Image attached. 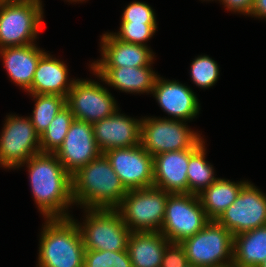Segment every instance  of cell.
<instances>
[{
  "mask_svg": "<svg viewBox=\"0 0 266 267\" xmlns=\"http://www.w3.org/2000/svg\"><path fill=\"white\" fill-rule=\"evenodd\" d=\"M121 22L156 23V17L151 6L135 1L124 9Z\"/></svg>",
  "mask_w": 266,
  "mask_h": 267,
  "instance_id": "obj_30",
  "label": "cell"
},
{
  "mask_svg": "<svg viewBox=\"0 0 266 267\" xmlns=\"http://www.w3.org/2000/svg\"><path fill=\"white\" fill-rule=\"evenodd\" d=\"M266 258V225L234 235L232 267H259Z\"/></svg>",
  "mask_w": 266,
  "mask_h": 267,
  "instance_id": "obj_23",
  "label": "cell"
},
{
  "mask_svg": "<svg viewBox=\"0 0 266 267\" xmlns=\"http://www.w3.org/2000/svg\"><path fill=\"white\" fill-rule=\"evenodd\" d=\"M227 10L250 15L255 0H219Z\"/></svg>",
  "mask_w": 266,
  "mask_h": 267,
  "instance_id": "obj_33",
  "label": "cell"
},
{
  "mask_svg": "<svg viewBox=\"0 0 266 267\" xmlns=\"http://www.w3.org/2000/svg\"><path fill=\"white\" fill-rule=\"evenodd\" d=\"M118 251L85 250L84 267H115Z\"/></svg>",
  "mask_w": 266,
  "mask_h": 267,
  "instance_id": "obj_31",
  "label": "cell"
},
{
  "mask_svg": "<svg viewBox=\"0 0 266 267\" xmlns=\"http://www.w3.org/2000/svg\"><path fill=\"white\" fill-rule=\"evenodd\" d=\"M91 69L108 85L128 93H152L158 77L151 66Z\"/></svg>",
  "mask_w": 266,
  "mask_h": 267,
  "instance_id": "obj_20",
  "label": "cell"
},
{
  "mask_svg": "<svg viewBox=\"0 0 266 267\" xmlns=\"http://www.w3.org/2000/svg\"><path fill=\"white\" fill-rule=\"evenodd\" d=\"M202 141L185 121L156 117L141 119L140 144L152 156L195 148Z\"/></svg>",
  "mask_w": 266,
  "mask_h": 267,
  "instance_id": "obj_8",
  "label": "cell"
},
{
  "mask_svg": "<svg viewBox=\"0 0 266 267\" xmlns=\"http://www.w3.org/2000/svg\"><path fill=\"white\" fill-rule=\"evenodd\" d=\"M2 1H22V0H0V2Z\"/></svg>",
  "mask_w": 266,
  "mask_h": 267,
  "instance_id": "obj_38",
  "label": "cell"
},
{
  "mask_svg": "<svg viewBox=\"0 0 266 267\" xmlns=\"http://www.w3.org/2000/svg\"><path fill=\"white\" fill-rule=\"evenodd\" d=\"M187 263L183 245L178 242H169L163 254L162 266L184 267Z\"/></svg>",
  "mask_w": 266,
  "mask_h": 267,
  "instance_id": "obj_32",
  "label": "cell"
},
{
  "mask_svg": "<svg viewBox=\"0 0 266 267\" xmlns=\"http://www.w3.org/2000/svg\"><path fill=\"white\" fill-rule=\"evenodd\" d=\"M187 262L196 267H232L234 235L215 220L184 239Z\"/></svg>",
  "mask_w": 266,
  "mask_h": 267,
  "instance_id": "obj_6",
  "label": "cell"
},
{
  "mask_svg": "<svg viewBox=\"0 0 266 267\" xmlns=\"http://www.w3.org/2000/svg\"><path fill=\"white\" fill-rule=\"evenodd\" d=\"M233 235L266 225V195L247 182L236 200L215 220Z\"/></svg>",
  "mask_w": 266,
  "mask_h": 267,
  "instance_id": "obj_11",
  "label": "cell"
},
{
  "mask_svg": "<svg viewBox=\"0 0 266 267\" xmlns=\"http://www.w3.org/2000/svg\"><path fill=\"white\" fill-rule=\"evenodd\" d=\"M68 81L67 66L56 58L44 53L34 73L31 87L27 90L30 94L60 95L67 97L75 81Z\"/></svg>",
  "mask_w": 266,
  "mask_h": 267,
  "instance_id": "obj_19",
  "label": "cell"
},
{
  "mask_svg": "<svg viewBox=\"0 0 266 267\" xmlns=\"http://www.w3.org/2000/svg\"><path fill=\"white\" fill-rule=\"evenodd\" d=\"M161 267H171V266H161ZM184 267H196L192 264L187 263Z\"/></svg>",
  "mask_w": 266,
  "mask_h": 267,
  "instance_id": "obj_36",
  "label": "cell"
},
{
  "mask_svg": "<svg viewBox=\"0 0 266 267\" xmlns=\"http://www.w3.org/2000/svg\"><path fill=\"white\" fill-rule=\"evenodd\" d=\"M169 194L155 186L128 190L116 210L131 232H160Z\"/></svg>",
  "mask_w": 266,
  "mask_h": 267,
  "instance_id": "obj_5",
  "label": "cell"
},
{
  "mask_svg": "<svg viewBox=\"0 0 266 267\" xmlns=\"http://www.w3.org/2000/svg\"><path fill=\"white\" fill-rule=\"evenodd\" d=\"M246 182H231L218 178L209 187L202 190L197 196L207 217L216 220L235 200Z\"/></svg>",
  "mask_w": 266,
  "mask_h": 267,
  "instance_id": "obj_24",
  "label": "cell"
},
{
  "mask_svg": "<svg viewBox=\"0 0 266 267\" xmlns=\"http://www.w3.org/2000/svg\"><path fill=\"white\" fill-rule=\"evenodd\" d=\"M116 100L101 84L91 80L74 81L66 97V106L74 119L95 123L109 117L118 110Z\"/></svg>",
  "mask_w": 266,
  "mask_h": 267,
  "instance_id": "obj_12",
  "label": "cell"
},
{
  "mask_svg": "<svg viewBox=\"0 0 266 267\" xmlns=\"http://www.w3.org/2000/svg\"><path fill=\"white\" fill-rule=\"evenodd\" d=\"M0 135V166L18 168L41 152L40 136L29 117L8 115Z\"/></svg>",
  "mask_w": 266,
  "mask_h": 267,
  "instance_id": "obj_10",
  "label": "cell"
},
{
  "mask_svg": "<svg viewBox=\"0 0 266 267\" xmlns=\"http://www.w3.org/2000/svg\"><path fill=\"white\" fill-rule=\"evenodd\" d=\"M101 153L94 138L92 124L74 119L62 145L54 154L65 170L73 175Z\"/></svg>",
  "mask_w": 266,
  "mask_h": 267,
  "instance_id": "obj_14",
  "label": "cell"
},
{
  "mask_svg": "<svg viewBox=\"0 0 266 267\" xmlns=\"http://www.w3.org/2000/svg\"><path fill=\"white\" fill-rule=\"evenodd\" d=\"M209 222L210 219L196 194H169L160 232L170 242L181 243L184 239L199 232Z\"/></svg>",
  "mask_w": 266,
  "mask_h": 267,
  "instance_id": "obj_9",
  "label": "cell"
},
{
  "mask_svg": "<svg viewBox=\"0 0 266 267\" xmlns=\"http://www.w3.org/2000/svg\"><path fill=\"white\" fill-rule=\"evenodd\" d=\"M84 225L78 228L85 250H127L131 230L116 209H85Z\"/></svg>",
  "mask_w": 266,
  "mask_h": 267,
  "instance_id": "obj_7",
  "label": "cell"
},
{
  "mask_svg": "<svg viewBox=\"0 0 266 267\" xmlns=\"http://www.w3.org/2000/svg\"><path fill=\"white\" fill-rule=\"evenodd\" d=\"M118 111L92 124L96 144L102 153L114 148L140 145L141 120Z\"/></svg>",
  "mask_w": 266,
  "mask_h": 267,
  "instance_id": "obj_15",
  "label": "cell"
},
{
  "mask_svg": "<svg viewBox=\"0 0 266 267\" xmlns=\"http://www.w3.org/2000/svg\"><path fill=\"white\" fill-rule=\"evenodd\" d=\"M204 143L202 141L195 148H190L187 168L188 193L196 195L218 179L214 176L212 165L205 160Z\"/></svg>",
  "mask_w": 266,
  "mask_h": 267,
  "instance_id": "obj_25",
  "label": "cell"
},
{
  "mask_svg": "<svg viewBox=\"0 0 266 267\" xmlns=\"http://www.w3.org/2000/svg\"><path fill=\"white\" fill-rule=\"evenodd\" d=\"M73 120L71 110L64 107L40 136L41 153H55L60 148Z\"/></svg>",
  "mask_w": 266,
  "mask_h": 267,
  "instance_id": "obj_27",
  "label": "cell"
},
{
  "mask_svg": "<svg viewBox=\"0 0 266 267\" xmlns=\"http://www.w3.org/2000/svg\"><path fill=\"white\" fill-rule=\"evenodd\" d=\"M191 79L201 88H209L219 78L218 64L209 56H199L191 64Z\"/></svg>",
  "mask_w": 266,
  "mask_h": 267,
  "instance_id": "obj_28",
  "label": "cell"
},
{
  "mask_svg": "<svg viewBox=\"0 0 266 267\" xmlns=\"http://www.w3.org/2000/svg\"><path fill=\"white\" fill-rule=\"evenodd\" d=\"M44 53L36 44L0 49L9 77L26 91L32 85L37 63Z\"/></svg>",
  "mask_w": 266,
  "mask_h": 267,
  "instance_id": "obj_21",
  "label": "cell"
},
{
  "mask_svg": "<svg viewBox=\"0 0 266 267\" xmlns=\"http://www.w3.org/2000/svg\"><path fill=\"white\" fill-rule=\"evenodd\" d=\"M152 94L160 107L175 120H191L199 113L200 105L194 92L177 82L156 78Z\"/></svg>",
  "mask_w": 266,
  "mask_h": 267,
  "instance_id": "obj_18",
  "label": "cell"
},
{
  "mask_svg": "<svg viewBox=\"0 0 266 267\" xmlns=\"http://www.w3.org/2000/svg\"><path fill=\"white\" fill-rule=\"evenodd\" d=\"M36 99L31 123L41 136L55 116L66 107V97L60 95L31 94Z\"/></svg>",
  "mask_w": 266,
  "mask_h": 267,
  "instance_id": "obj_26",
  "label": "cell"
},
{
  "mask_svg": "<svg viewBox=\"0 0 266 267\" xmlns=\"http://www.w3.org/2000/svg\"><path fill=\"white\" fill-rule=\"evenodd\" d=\"M189 158L190 149L153 156V186L170 194L188 193Z\"/></svg>",
  "mask_w": 266,
  "mask_h": 267,
  "instance_id": "obj_17",
  "label": "cell"
},
{
  "mask_svg": "<svg viewBox=\"0 0 266 267\" xmlns=\"http://www.w3.org/2000/svg\"><path fill=\"white\" fill-rule=\"evenodd\" d=\"M156 29V23L121 22L120 31L113 35L123 42L145 45L144 42L153 36Z\"/></svg>",
  "mask_w": 266,
  "mask_h": 267,
  "instance_id": "obj_29",
  "label": "cell"
},
{
  "mask_svg": "<svg viewBox=\"0 0 266 267\" xmlns=\"http://www.w3.org/2000/svg\"><path fill=\"white\" fill-rule=\"evenodd\" d=\"M42 19L41 0L0 2V49L34 44Z\"/></svg>",
  "mask_w": 266,
  "mask_h": 267,
  "instance_id": "obj_4",
  "label": "cell"
},
{
  "mask_svg": "<svg viewBox=\"0 0 266 267\" xmlns=\"http://www.w3.org/2000/svg\"><path fill=\"white\" fill-rule=\"evenodd\" d=\"M259 267H266V258H265V260L259 265Z\"/></svg>",
  "mask_w": 266,
  "mask_h": 267,
  "instance_id": "obj_37",
  "label": "cell"
},
{
  "mask_svg": "<svg viewBox=\"0 0 266 267\" xmlns=\"http://www.w3.org/2000/svg\"><path fill=\"white\" fill-rule=\"evenodd\" d=\"M169 242L161 232H131L127 251L132 267H161Z\"/></svg>",
  "mask_w": 266,
  "mask_h": 267,
  "instance_id": "obj_22",
  "label": "cell"
},
{
  "mask_svg": "<svg viewBox=\"0 0 266 267\" xmlns=\"http://www.w3.org/2000/svg\"><path fill=\"white\" fill-rule=\"evenodd\" d=\"M72 199L85 209H116L127 193L104 153L71 175Z\"/></svg>",
  "mask_w": 266,
  "mask_h": 267,
  "instance_id": "obj_2",
  "label": "cell"
},
{
  "mask_svg": "<svg viewBox=\"0 0 266 267\" xmlns=\"http://www.w3.org/2000/svg\"><path fill=\"white\" fill-rule=\"evenodd\" d=\"M127 190L153 186V156L141 144L104 152Z\"/></svg>",
  "mask_w": 266,
  "mask_h": 267,
  "instance_id": "obj_13",
  "label": "cell"
},
{
  "mask_svg": "<svg viewBox=\"0 0 266 267\" xmlns=\"http://www.w3.org/2000/svg\"><path fill=\"white\" fill-rule=\"evenodd\" d=\"M102 59L91 64V68H119L151 66L154 54L147 45L123 42L113 33L101 38Z\"/></svg>",
  "mask_w": 266,
  "mask_h": 267,
  "instance_id": "obj_16",
  "label": "cell"
},
{
  "mask_svg": "<svg viewBox=\"0 0 266 267\" xmlns=\"http://www.w3.org/2000/svg\"><path fill=\"white\" fill-rule=\"evenodd\" d=\"M69 1H73V2L75 1L76 2V1H85V0H69Z\"/></svg>",
  "mask_w": 266,
  "mask_h": 267,
  "instance_id": "obj_39",
  "label": "cell"
},
{
  "mask_svg": "<svg viewBox=\"0 0 266 267\" xmlns=\"http://www.w3.org/2000/svg\"><path fill=\"white\" fill-rule=\"evenodd\" d=\"M26 163L32 194L45 219L70 218L66 210L74 203L71 175L57 156L40 152Z\"/></svg>",
  "mask_w": 266,
  "mask_h": 267,
  "instance_id": "obj_1",
  "label": "cell"
},
{
  "mask_svg": "<svg viewBox=\"0 0 266 267\" xmlns=\"http://www.w3.org/2000/svg\"><path fill=\"white\" fill-rule=\"evenodd\" d=\"M39 246L38 267H84L85 247L71 217L47 219Z\"/></svg>",
  "mask_w": 266,
  "mask_h": 267,
  "instance_id": "obj_3",
  "label": "cell"
},
{
  "mask_svg": "<svg viewBox=\"0 0 266 267\" xmlns=\"http://www.w3.org/2000/svg\"><path fill=\"white\" fill-rule=\"evenodd\" d=\"M115 267H132L130 256L127 250L118 251V263Z\"/></svg>",
  "mask_w": 266,
  "mask_h": 267,
  "instance_id": "obj_35",
  "label": "cell"
},
{
  "mask_svg": "<svg viewBox=\"0 0 266 267\" xmlns=\"http://www.w3.org/2000/svg\"><path fill=\"white\" fill-rule=\"evenodd\" d=\"M250 15L266 18V0H255Z\"/></svg>",
  "mask_w": 266,
  "mask_h": 267,
  "instance_id": "obj_34",
  "label": "cell"
}]
</instances>
